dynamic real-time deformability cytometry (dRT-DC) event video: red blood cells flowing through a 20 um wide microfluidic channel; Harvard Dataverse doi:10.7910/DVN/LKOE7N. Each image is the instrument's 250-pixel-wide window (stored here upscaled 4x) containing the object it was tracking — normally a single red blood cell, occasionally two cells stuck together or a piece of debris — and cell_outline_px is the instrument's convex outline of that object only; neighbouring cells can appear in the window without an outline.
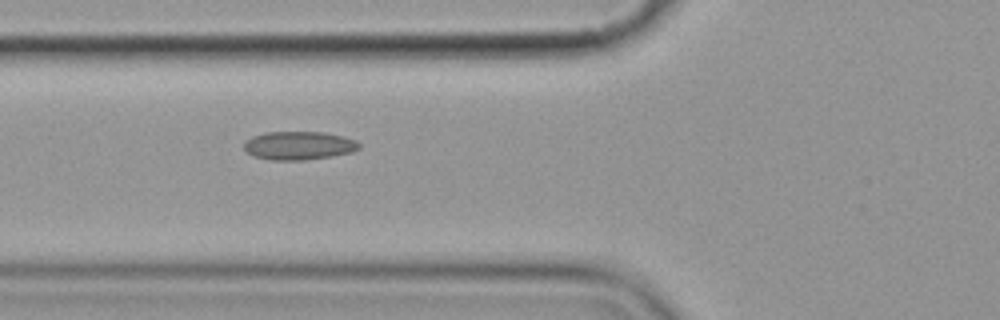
{"species": "common noctule bat (a hibernating species)", "species_latin": "Nyctalus noctula", "temperature_condition": "cold", "stored_images_in_passage": 8, "camera_frame_rate_fps": 3000, "um_per_image_px": 0.085, "animal": {"sex": "female", "body_mass_g": 19.9}, "frame": {"image": 1, "passage_image": 7, "time_ms": 6.667, "image_size_px": [1000, 320], "cell_outline_px": [[360, 148], [352, 152], [332, 156], [304, 160], [272, 160], [252, 156], [244, 148], [244, 140], [252, 136], [264, 132], [324, 132], [344, 136], [356, 140], [360, 144]], "centroid_in_image_um": [25.39, 12.37], "position_along_channel_um": 100.4, "area_um2": 19.25}}
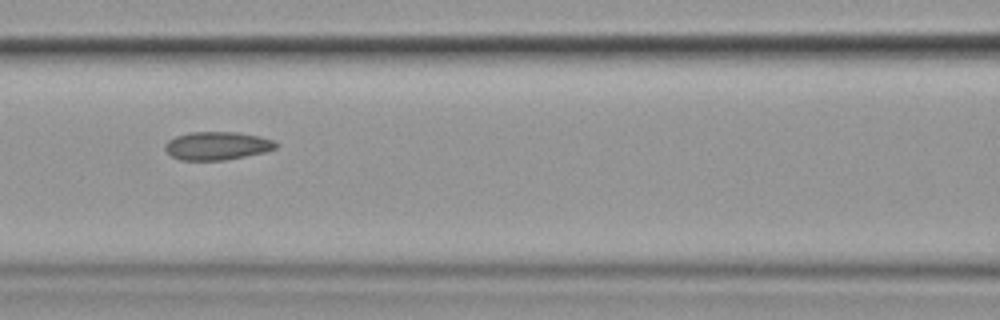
{"frame": {"image": 2, "passage_image": 8, "time_ms": 8.0, "image_size_px": [1000, 320], "cell_outline_px": [[280, 144], [276, 148], [264, 152], [224, 160], [180, 160], [172, 156], [164, 148], [164, 144], [168, 140], [176, 136], [188, 132], [236, 132], [260, 136], [276, 140]], "centroid_in_image_um": [18.47, 12.38], "position_along_channel_um": 148.1, "area_um2": 18.32}}